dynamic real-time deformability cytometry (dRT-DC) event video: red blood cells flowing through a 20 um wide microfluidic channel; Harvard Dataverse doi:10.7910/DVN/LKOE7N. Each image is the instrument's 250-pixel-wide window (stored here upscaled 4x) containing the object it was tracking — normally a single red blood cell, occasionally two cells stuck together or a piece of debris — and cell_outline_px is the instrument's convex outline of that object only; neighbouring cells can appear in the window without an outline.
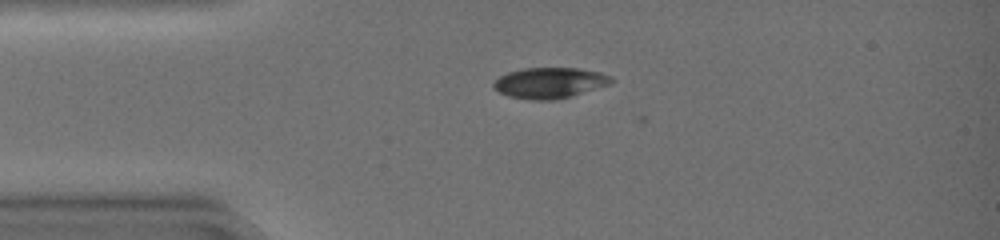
{"species": "common noctule bat (a hibernating species)", "species_latin": "Nyctalus noctula", "temperature_condition": "warm", "stored_images_in_passage": 35, "camera_frame_rate_fps": 3000, "um_per_image_px": 0.085, "animal": {"sex": "female", "body_mass_g": 19.0, "forearm_length_mm": 51.5}, "frame": {"image": 1, "passage_image": 1, "time_ms": 0.0, "image_size_px": [1000, 240], "cell_outline_px": [[616, 80], [608, 84], [572, 96], [556, 100], [528, 100], [508, 96], [492, 88], [492, 80], [508, 72], [524, 68], [580, 68], [600, 72], [612, 76]], "centroid_in_image_um": [46.69, 7.04], "position_along_channel_um": 38.3, "area_um2": 21.33}}
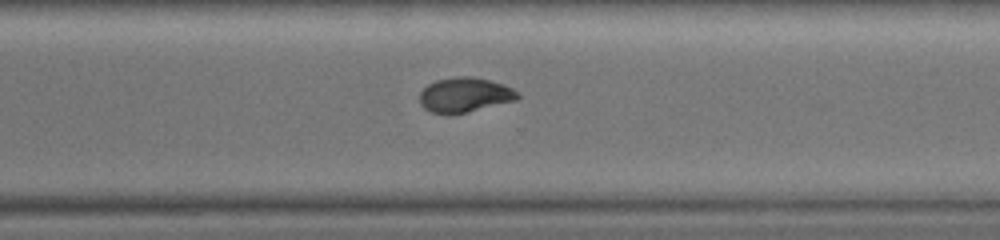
{"frame": {"image": 2, "passage_image": 23, "time_ms": 7.333, "image_size_px": [1000, 240], "cell_outline_px": [[520, 96], [516, 100], [452, 116], [448, 116], [432, 112], [424, 108], [420, 104], [420, 92], [428, 84], [436, 80], [456, 76], [472, 76], [504, 84], [512, 88]], "centroid_in_image_um": [39.47, 8.08], "position_along_channel_um": 331.1, "area_um2": 20.06}}
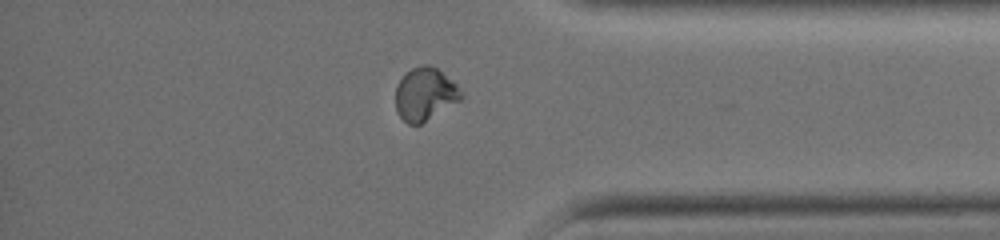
{"frame": {"image": 3, "passage_image": 28, "time_ms": 9.0, "image_size_px": [1000, 240], "cell_outline_px": [[464, 96], [460, 100], [420, 124], [408, 124], [396, 112], [396, 88], [400, 80], [412, 68], [424, 64], [428, 64], [436, 68], [452, 80], [456, 84]], "centroid_in_image_um": [36.12, 8.0], "position_along_channel_um": 399.1, "area_um2": 19.83}, "authors_computed_cell_mechanics": {"area_um2": 21.2704, "velocity_mm_per_s": 4.3363, "shape_relaxation_time_tau1_ms": 4.8676, "shape_relaxation_time_tau2_ms": 2.1679, "deformation_change_tau1": 0.1612, "deformation_change_tau2": 0.0388}}